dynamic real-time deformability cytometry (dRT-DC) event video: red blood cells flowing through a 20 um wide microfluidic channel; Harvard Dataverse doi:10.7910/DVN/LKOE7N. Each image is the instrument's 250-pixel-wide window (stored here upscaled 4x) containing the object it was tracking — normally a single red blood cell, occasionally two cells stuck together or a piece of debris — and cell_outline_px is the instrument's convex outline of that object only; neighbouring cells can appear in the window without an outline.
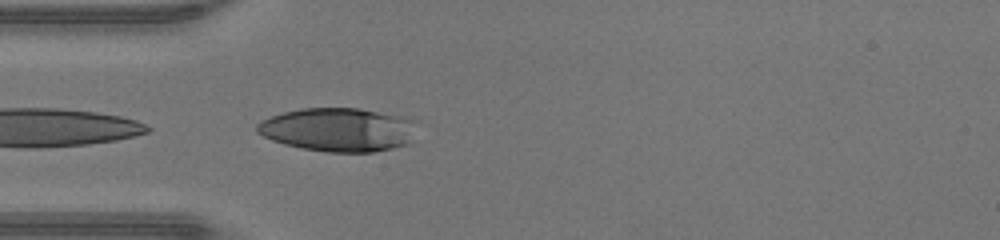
{"species": "human", "species_latin": "Homo sapiens", "temperature_condition": "warm", "stored_images_in_passage": 21, "camera_frame_rate_fps": 3000, "um_per_image_px": 0.085, "donor": {"sex": "male"}, "frame": {"image": 1, "passage_image": 1, "time_ms": 0.0, "image_size_px": [1000, 240], "cell_outline_px": [[420, 120], [412, 140], [408, 144], [392, 148], [372, 152], [328, 152], [304, 148], [284, 144], [272, 140], [256, 132], [256, 124], [272, 116], [284, 112], [300, 108], [360, 108], [404, 116]], "centroid_in_image_um": [28.85, 11.01], "position_along_channel_um": 56.2, "area_um2": 41.1}}
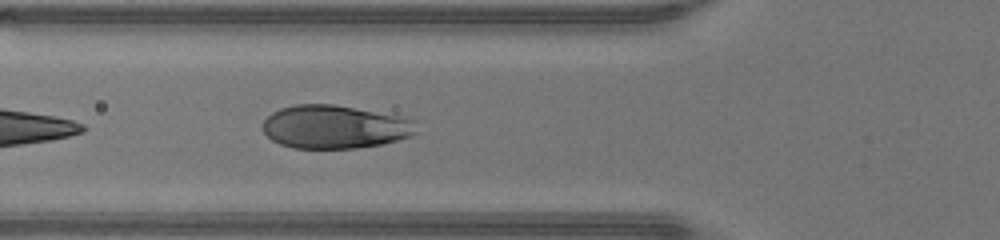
{"frame": {"image": 2, "passage_image": 4, "time_ms": 1.0, "image_size_px": [1000, 240], "cell_outline_px": [[420, 132], [412, 136], [384, 144], [356, 148], [292, 148], [280, 144], [272, 140], [264, 132], [264, 120], [272, 112], [280, 108], [296, 104], [332, 104], [408, 116], [416, 120]], "centroid_in_image_um": [28.57, 10.78], "position_along_channel_um": 97.2, "area_um2": 39.54}}